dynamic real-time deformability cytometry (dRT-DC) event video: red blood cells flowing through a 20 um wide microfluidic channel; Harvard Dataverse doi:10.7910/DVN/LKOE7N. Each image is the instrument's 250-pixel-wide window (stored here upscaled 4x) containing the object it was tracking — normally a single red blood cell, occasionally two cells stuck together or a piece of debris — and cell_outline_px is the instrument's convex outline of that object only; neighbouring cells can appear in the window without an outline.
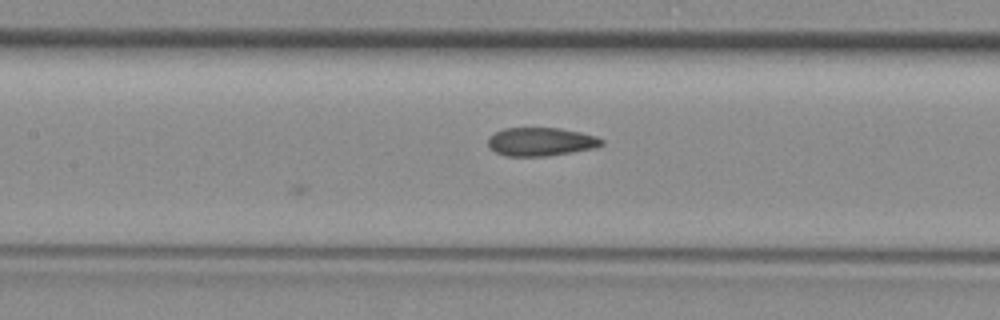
{"species": "common noctule bat (a hibernating species)", "species_latin": "Nyctalus noctula", "temperature_condition": "room temperature", "stored_images_in_passage": 13, "camera_frame_rate_fps": 3000, "um_per_image_px": 0.085, "animal": {"sex": "female", "body_mass_g": 29.2, "forearm_length_mm": 56.3}, "frame": {"image": 1, "passage_image": 13, "time_ms": 4.0, "image_size_px": [1000, 320], "cell_outline_px": [[604, 144], [596, 148], [548, 156], [504, 156], [496, 152], [488, 144], [488, 136], [504, 128], [560, 128], [580, 132], [596, 136], [604, 140]], "centroid_in_image_um": [45.99, 12.05], "position_along_channel_um": 161.4, "area_um2": 18.9}}